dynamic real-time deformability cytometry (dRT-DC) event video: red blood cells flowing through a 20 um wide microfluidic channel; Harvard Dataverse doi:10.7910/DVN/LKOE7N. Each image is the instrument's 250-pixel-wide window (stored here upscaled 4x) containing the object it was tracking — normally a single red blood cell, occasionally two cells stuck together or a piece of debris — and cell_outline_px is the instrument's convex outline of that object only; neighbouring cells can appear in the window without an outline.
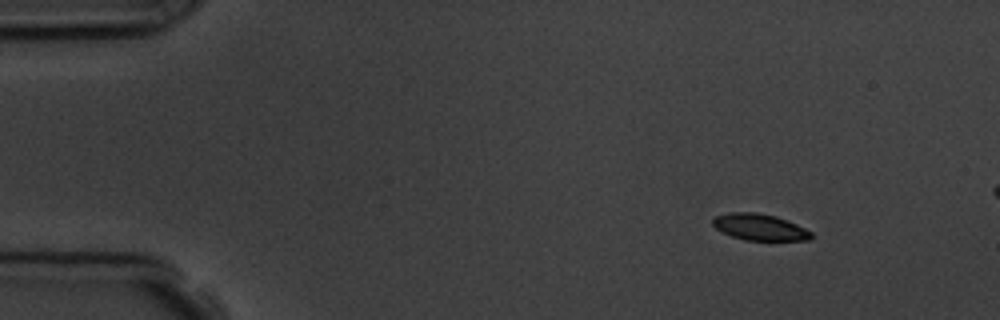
{"species": "common noctule bat (a hibernating species)", "species_latin": "Nyctalus noctula", "temperature_condition": "room temperature", "stored_images_in_passage": 4, "camera_frame_rate_fps": 3000, "um_per_image_px": 0.085, "animal": {"sex": "male", "body_mass_g": 19.5, "forearm_length_mm": 54.6}, "frame": {"image": 1, "passage_image": 1, "time_ms": 0.0, "image_size_px": [1000, 320], "cell_outline_px": [[812, 236], [808, 240], [744, 240], [732, 236], [716, 228], [712, 224], [712, 220], [716, 216], [728, 212], [756, 212], [776, 216], [788, 220], [812, 232]], "centroid_in_image_um": [64.57, 19.29], "position_along_channel_um": 20.4, "area_um2": 15.09}}